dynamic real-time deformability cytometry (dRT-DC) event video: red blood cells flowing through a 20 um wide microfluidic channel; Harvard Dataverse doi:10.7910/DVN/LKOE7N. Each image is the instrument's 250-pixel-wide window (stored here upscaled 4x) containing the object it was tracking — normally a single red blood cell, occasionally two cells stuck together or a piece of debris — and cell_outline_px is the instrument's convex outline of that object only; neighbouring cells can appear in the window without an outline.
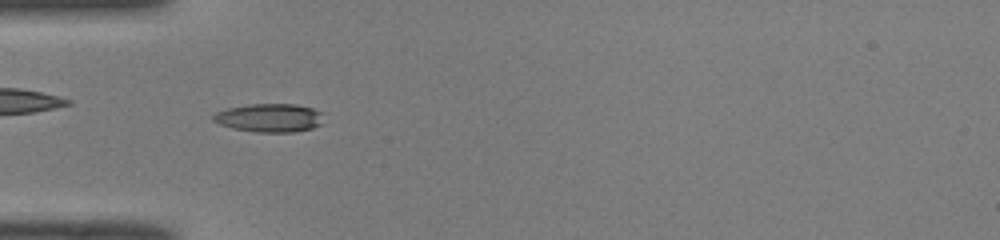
{"species": "common noctule bat (a hibernating species)", "species_latin": "Nyctalus noctula", "temperature_condition": "room temperature", "stored_images_in_passage": 49, "camera_frame_rate_fps": 3000, "um_per_image_px": 0.085, "animal": {"sex": "male", "body_mass_g": 19.0, "forearm_length_mm": 50.8}, "frame": {"image": 1, "passage_image": 15, "time_ms": 4.667, "image_size_px": [1000, 240], "cell_outline_px": [[324, 124], [312, 128], [292, 132], [256, 132], [232, 128], [220, 124], [212, 120], [212, 116], [216, 112], [228, 108], [248, 104], [296, 104], [312, 108], [324, 112]], "centroid_in_image_um": [22.96, 10.01], "position_along_channel_um": 62.0, "area_um2": 18.55}}
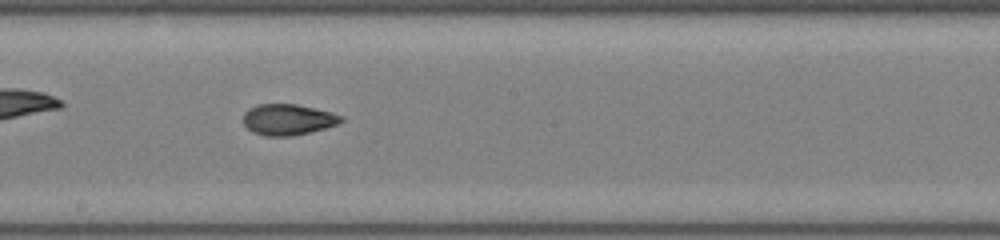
{"frame": {"image": 2, "passage_image": 27, "time_ms": 8.667, "image_size_px": [1000, 240], "cell_outline_px": [[344, 120], [336, 124], [324, 128], [292, 136], [264, 136], [252, 132], [244, 124], [244, 112], [248, 108], [256, 104], [296, 104], [344, 116]], "centroid_in_image_um": [24.43, 10.16], "position_along_channel_um": 223.8, "area_um2": 17.51}}
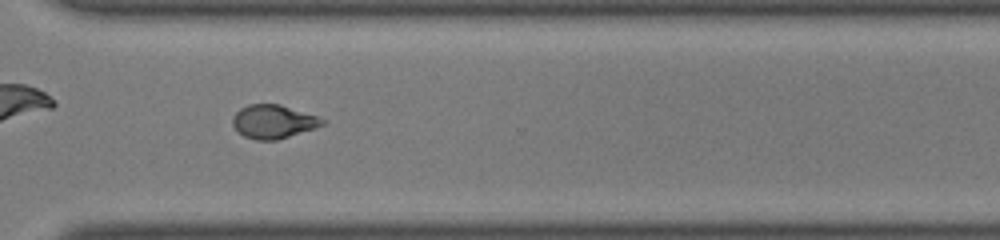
{"frame": {"image": 3, "passage_image": 36, "time_ms": 11.667, "image_size_px": [1000, 240], "cell_outline_px": [[328, 124], [316, 128], [276, 140], [256, 140], [244, 136], [232, 124], [232, 116], [240, 108], [248, 104], [280, 104], [320, 116], [328, 120]], "centroid_in_image_um": [23.3, 10.32], "position_along_channel_um": 347.3, "area_um2": 17.86}, "authors_computed_cell_mechanics": {"area_um2": 17.8602, "velocity_mm_per_s": 4.0972, "shape_relaxation_time_tau1_ms": null, "shape_relaxation_time_tau2_ms": 2.4298, "deformation_change_tau1": null, "deformation_change_tau2": 0.0839}}